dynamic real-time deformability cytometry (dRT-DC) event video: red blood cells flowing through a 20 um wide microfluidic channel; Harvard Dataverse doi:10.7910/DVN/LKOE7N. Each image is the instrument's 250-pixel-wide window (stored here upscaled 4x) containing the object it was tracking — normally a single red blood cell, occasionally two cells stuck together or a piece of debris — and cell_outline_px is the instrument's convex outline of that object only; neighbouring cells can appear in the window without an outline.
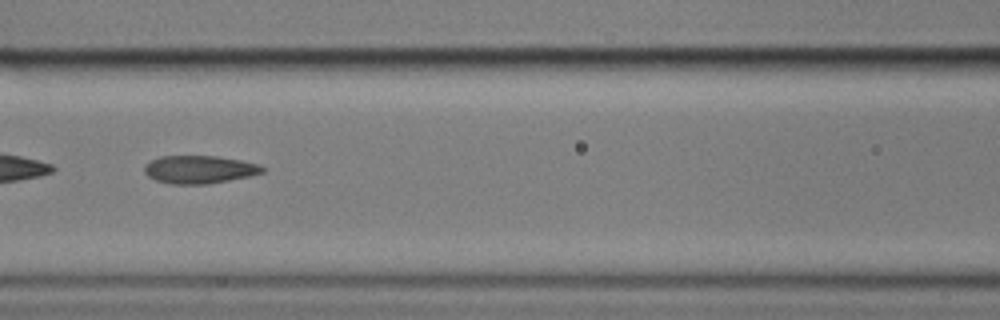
{"species": "common noctule bat (a hibernating species)", "species_latin": "Nyctalus noctula", "temperature_condition": "cold", "stored_images_in_passage": 53, "camera_frame_rate_fps": 3000, "um_per_image_px": 0.085, "animal": {"sex": "male", "body_mass_g": 17.9}, "frame": {"image": 1, "passage_image": 21, "time_ms": 6.667, "image_size_px": [1000, 320], "cell_outline_px": [[264, 172], [248, 176], [208, 184], [172, 184], [156, 180], [148, 176], [144, 172], [144, 164], [160, 156], [216, 156], [240, 160], [260, 164], [264, 168]], "centroid_in_image_um": [16.93, 14.4], "position_along_channel_um": 149.7, "area_um2": 19.13}}
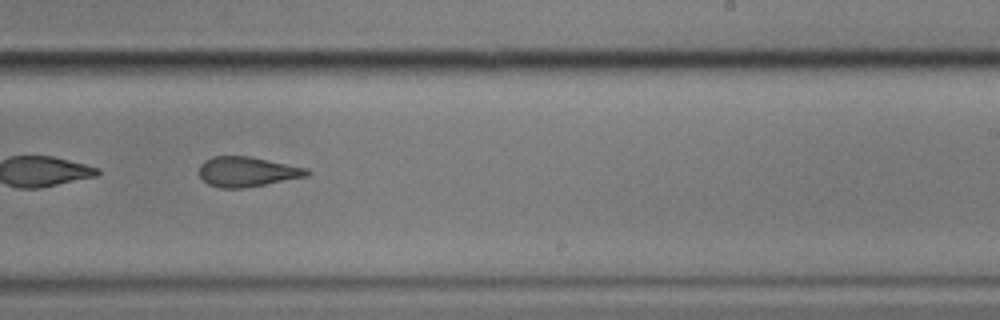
{"frame": {"image": 2, "passage_image": 31, "time_ms": 10.0, "image_size_px": [1000, 320], "cell_outline_px": [[312, 172], [308, 176], [264, 184], [240, 188], [220, 188], [208, 184], [196, 172], [200, 164], [204, 160], [212, 156], [252, 156], [308, 168]], "centroid_in_image_um": [20.99, 14.58], "position_along_channel_um": 268.0, "area_um2": 19.02}}
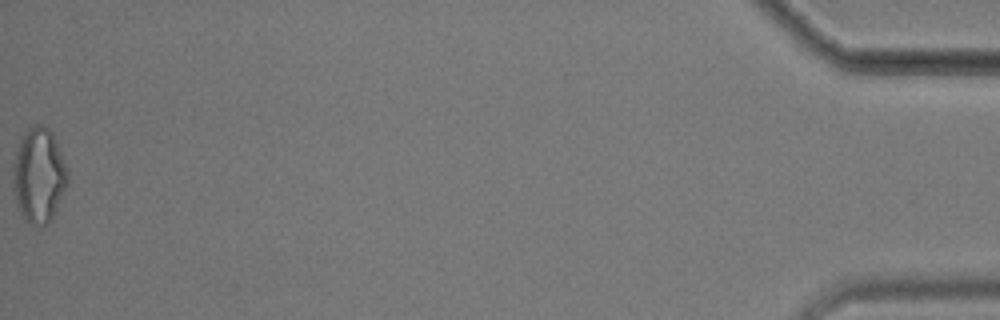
{"frame": {"image": 3, "passage_image": 53, "time_ms": 17.333, "image_size_px": [1000, 320], "cell_outline_px": [[68, 184], [48, 224], [40, 228], [28, 224], [20, 212], [16, 204], [12, 180], [12, 164], [20, 136], [28, 128], [36, 124], [44, 124], [52, 132], [56, 140], [68, 168]], "centroid_in_image_um": [3.28, 14.89], "position_along_channel_um": 431.9, "area_um2": 30.87}, "authors_computed_cell_mechanics": {"area_um2": 20.9814, "velocity_mm_per_s": 3.5603, "shape_relaxation_time_tau1_ms": null, "shape_relaxation_time_tau2_ms": 2.4772, "deformation_change_tau1": null, "deformation_change_tau2": 0.1148}}